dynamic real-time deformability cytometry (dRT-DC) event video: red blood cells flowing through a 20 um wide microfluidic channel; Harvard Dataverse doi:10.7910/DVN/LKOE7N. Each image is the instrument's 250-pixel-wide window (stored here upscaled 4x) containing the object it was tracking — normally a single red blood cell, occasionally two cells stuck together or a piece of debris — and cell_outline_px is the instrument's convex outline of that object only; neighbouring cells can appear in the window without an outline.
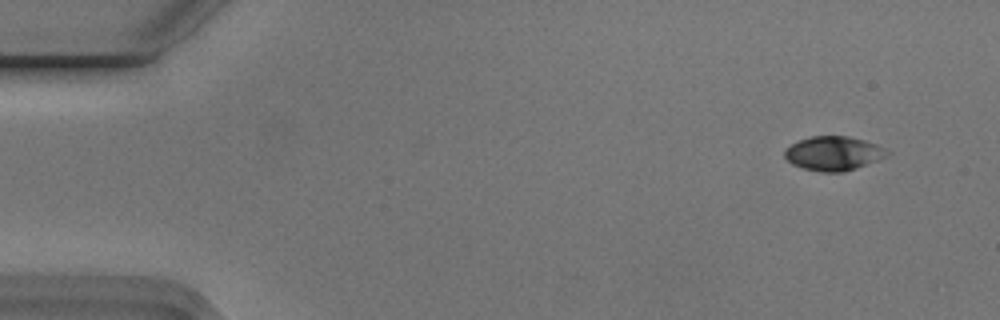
{"species": "Egyptian fruit bat (a non-hibernating species)", "species_latin": "Rousettus aegyptiacus", "temperature_condition": "cold", "stored_images_in_passage": 5, "camera_frame_rate_fps": 3000, "um_per_image_px": 0.085, "animal": {"sex": "male"}, "frame": {"image": 1, "passage_image": 1, "time_ms": 0.0, "image_size_px": [1000, 320], "cell_outline_px": [[892, 152], [888, 156], [856, 168], [844, 172], [820, 172], [804, 168], [792, 164], [784, 156], [784, 148], [800, 140], [812, 136], [848, 136], [864, 140], [876, 144]], "centroid_in_image_um": [70.86, 13.04], "position_along_channel_um": 14.1, "area_um2": 20.4}}
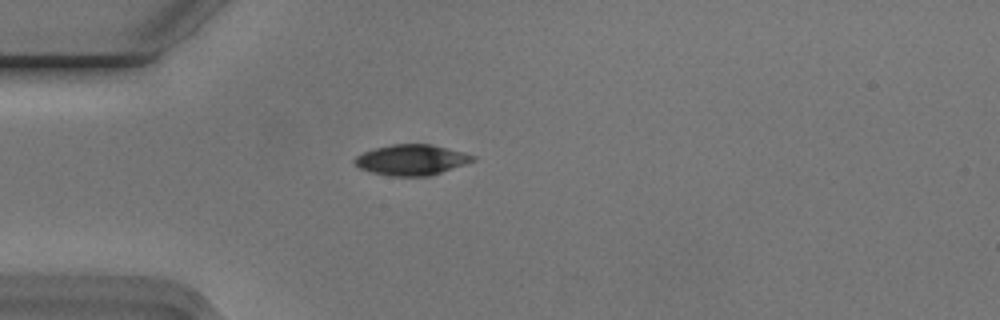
{"frame": {"image": 2, "passage_image": 4, "time_ms": 1.0, "image_size_px": [1000, 320], "cell_outline_px": [[476, 160], [432, 176], [392, 176], [372, 172], [360, 168], [352, 160], [356, 156], [364, 152], [376, 148], [392, 144], [432, 144], [464, 152], [476, 156]], "centroid_in_image_um": [35.02, 13.59], "position_along_channel_um": 50.0, "area_um2": 21.1}}